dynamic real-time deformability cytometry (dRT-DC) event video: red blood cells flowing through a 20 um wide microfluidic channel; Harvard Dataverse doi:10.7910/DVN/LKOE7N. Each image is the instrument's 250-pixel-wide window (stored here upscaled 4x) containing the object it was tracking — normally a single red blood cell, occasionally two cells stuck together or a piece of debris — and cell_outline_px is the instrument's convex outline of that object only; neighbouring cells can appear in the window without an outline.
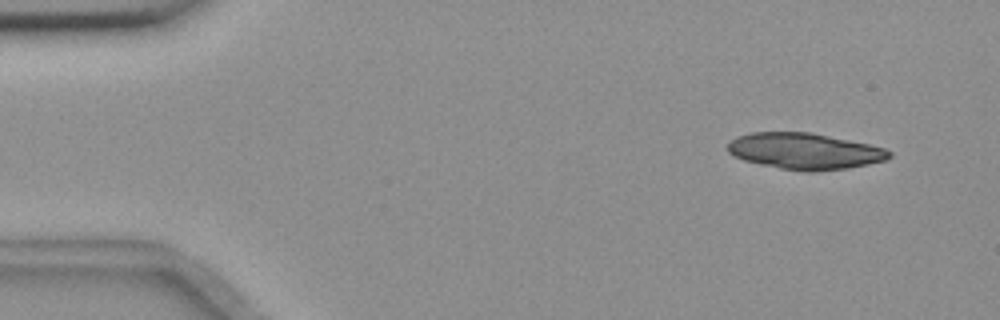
{"species": "common noctule bat (a hibernating species)", "species_latin": "Nyctalus noctula", "temperature_condition": "room temperature", "stored_images_in_passage": 54, "camera_frame_rate_fps": 3000, "um_per_image_px": 0.085, "animal": {"sex": "female", "body_mass_g": 18.4}, "frame": {"image": 1, "passage_image": 4, "time_ms": 1.0, "image_size_px": [1000, 320], "cell_outline_px": [[892, 156], [888, 160], [848, 168], [812, 172], [804, 172], [780, 168], [760, 164], [744, 160], [728, 152], [728, 144], [736, 136], [752, 132], [812, 132], [868, 144], [884, 148], [892, 152]], "centroid_in_image_um": [68.43, 12.85], "position_along_channel_um": 16.6, "area_um2": 34.16}}
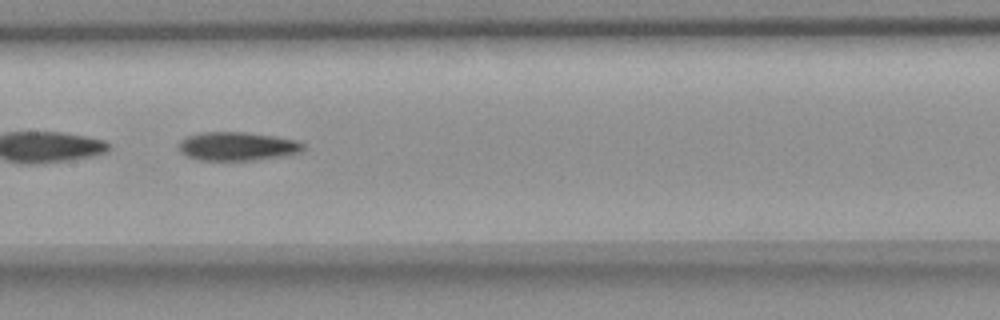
{"frame": {"image": 2, "passage_image": 27, "time_ms": 8.667, "image_size_px": [1000, 320], "cell_outline_px": [[304, 148], [300, 152], [280, 156], [252, 160], [200, 160], [188, 156], [180, 152], [180, 140], [188, 136], [200, 132], [244, 132], [276, 136], [296, 140], [304, 144]], "centroid_in_image_um": [20.17, 12.42], "position_along_channel_um": 187.2, "area_um2": 20.58}}
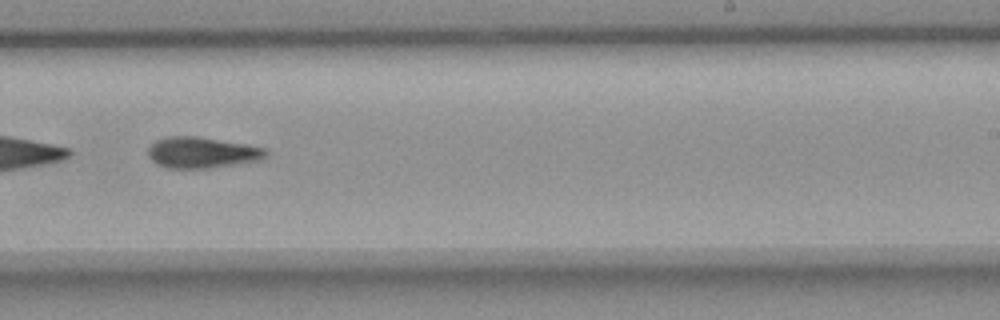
{"frame": {"image": 3, "passage_image": 34, "time_ms": 11.0, "image_size_px": [1000, 320], "cell_outline_px": [[268, 156], [260, 160], [208, 168], [168, 168], [156, 164], [148, 156], [148, 148], [156, 140], [168, 136], [196, 136], [244, 144], [264, 148], [268, 152]], "centroid_in_image_um": [17.14, 12.97], "position_along_channel_um": 271.9, "area_um2": 21.15}}